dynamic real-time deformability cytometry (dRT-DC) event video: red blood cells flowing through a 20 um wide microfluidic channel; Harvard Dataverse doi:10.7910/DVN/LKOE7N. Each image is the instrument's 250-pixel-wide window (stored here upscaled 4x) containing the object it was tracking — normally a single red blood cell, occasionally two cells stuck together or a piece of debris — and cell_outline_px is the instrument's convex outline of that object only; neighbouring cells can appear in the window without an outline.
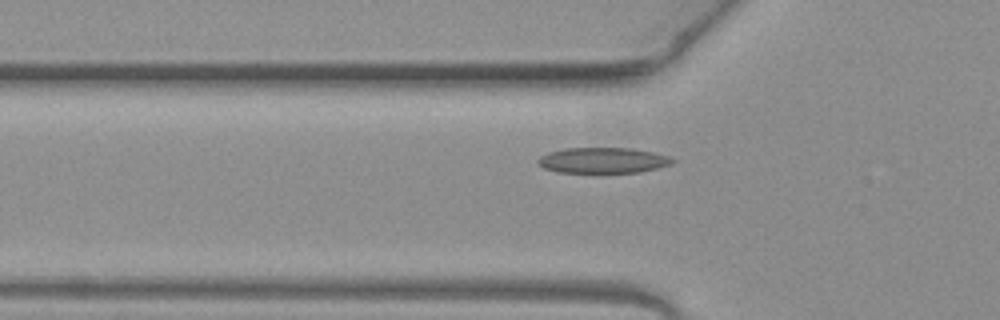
{"species": "common noctule bat (a hibernating species)", "species_latin": "Nyctalus noctula", "temperature_condition": "warm", "stored_images_in_passage": 33, "camera_frame_rate_fps": 3000, "um_per_image_px": 0.085, "animal": {"sex": "female", "body_mass_g": 19.3, "forearm_length_mm": 54.1}, "frame": {"image": 1, "passage_image": 5, "time_ms": 1.333, "image_size_px": [1000, 320], "cell_outline_px": [[676, 160], [672, 164], [640, 172], [604, 176], [592, 176], [556, 172], [544, 168], [536, 160], [540, 156], [548, 152], [564, 148], [632, 148], [652, 152], [668, 156]], "centroid_in_image_um": [51.21, 13.69], "position_along_channel_um": 74.6, "area_um2": 21.39}}
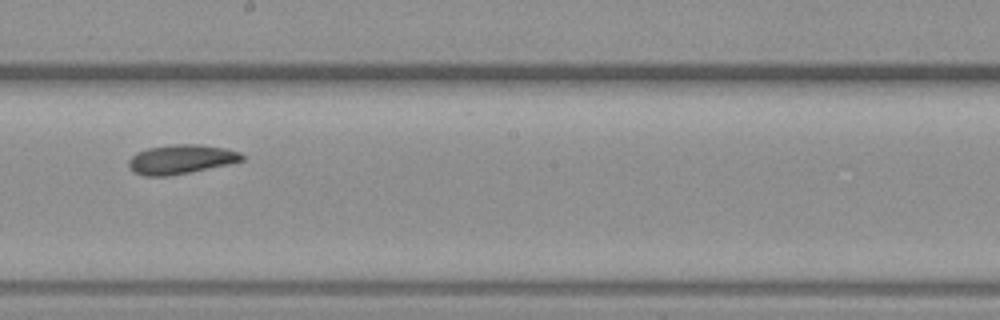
{"frame": {"image": 2, "passage_image": 17, "time_ms": 5.333, "image_size_px": [1000, 320], "cell_outline_px": [[244, 160], [228, 164], [168, 176], [144, 176], [132, 172], [128, 168], [128, 160], [136, 152], [148, 148], [176, 144], [200, 144], [224, 148], [240, 152], [244, 156]], "centroid_in_image_um": [15.34, 13.54], "position_along_channel_um": 232.9, "area_um2": 19.31}}
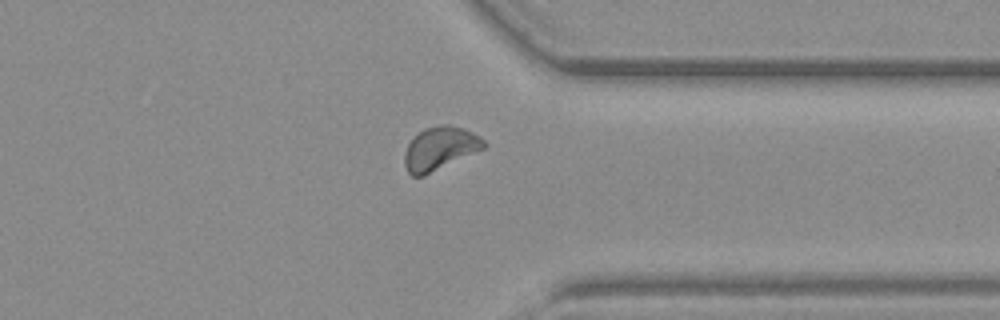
{"frame": {"image": 3, "passage_image": 28, "time_ms": 9.0, "image_size_px": [1000, 320], "cell_outline_px": [[488, 144], [484, 148], [424, 176], [412, 176], [408, 172], [404, 164], [404, 156], [408, 144], [412, 136], [424, 128], [440, 124], [448, 124], [464, 128], [480, 136]], "centroid_in_image_um": [37.38, 12.6], "position_along_channel_um": 374.0, "area_um2": 20.11}}